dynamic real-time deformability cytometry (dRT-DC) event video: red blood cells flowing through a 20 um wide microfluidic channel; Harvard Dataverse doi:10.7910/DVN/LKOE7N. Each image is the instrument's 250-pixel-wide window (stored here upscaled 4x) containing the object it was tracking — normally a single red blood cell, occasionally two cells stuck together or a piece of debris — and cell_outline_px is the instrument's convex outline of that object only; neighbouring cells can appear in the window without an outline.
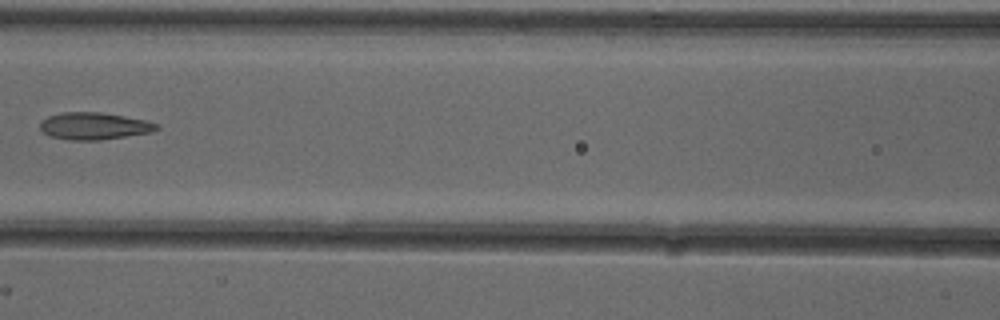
{"species": "common noctule bat (a hibernating species)", "species_latin": "Nyctalus noctula", "temperature_condition": "cold", "stored_images_in_passage": 7, "camera_frame_rate_fps": 3000, "um_per_image_px": 0.085, "animal": {"sex": "female"}, "frame": {"image": 1, "passage_image": 7, "time_ms": 2.0, "image_size_px": [1000, 320], "cell_outline_px": [[160, 128], [152, 132], [100, 140], [68, 140], [48, 136], [40, 128], [40, 120], [48, 116], [60, 112], [100, 112], [124, 116], [144, 120], [160, 124]], "centroid_in_image_um": [7.98, 10.71], "position_along_channel_um": 158.6, "area_um2": 18.55}}